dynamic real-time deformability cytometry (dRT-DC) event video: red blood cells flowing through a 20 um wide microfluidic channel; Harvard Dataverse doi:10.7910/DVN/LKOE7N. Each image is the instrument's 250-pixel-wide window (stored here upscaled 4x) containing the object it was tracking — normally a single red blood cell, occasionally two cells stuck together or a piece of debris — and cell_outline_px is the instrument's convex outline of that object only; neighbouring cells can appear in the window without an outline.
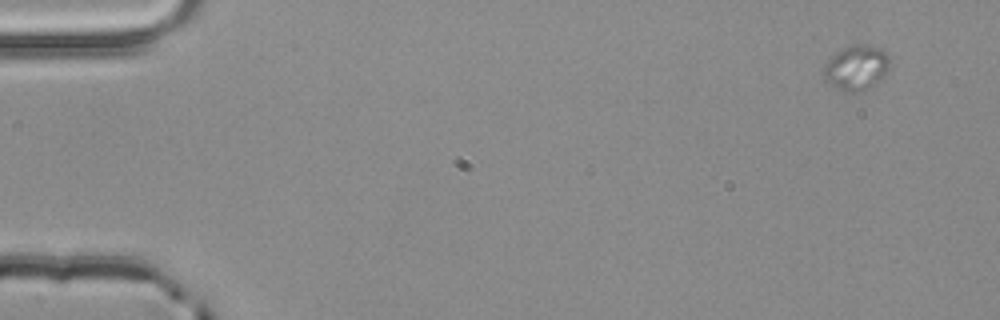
{"species": "common noctule bat (a hibernating species)", "species_latin": "Nyctalus noctula", "temperature_condition": "room temperature", "stored_images_in_passage": 3, "segment_of_instrument_passage": [1, 2], "camera_frame_rate_fps": 3000, "um_per_image_px": 0.085, "animal": {"sex": "male", "body_mass_g": 20.4}, "frame": {"image": 1, "passage_image": 1, "time_ms": 0.0, "image_size_px": [1000, 320], "cell_outline_px": [[888, 72], [884, 76], [864, 92], [848, 92], [836, 88], [824, 80], [824, 64], [836, 52], [852, 44], [864, 44], [880, 48], [888, 56]], "centroid_in_image_um": [72.77, 5.77], "position_along_channel_um": 12.2, "area_um2": 17.28}}